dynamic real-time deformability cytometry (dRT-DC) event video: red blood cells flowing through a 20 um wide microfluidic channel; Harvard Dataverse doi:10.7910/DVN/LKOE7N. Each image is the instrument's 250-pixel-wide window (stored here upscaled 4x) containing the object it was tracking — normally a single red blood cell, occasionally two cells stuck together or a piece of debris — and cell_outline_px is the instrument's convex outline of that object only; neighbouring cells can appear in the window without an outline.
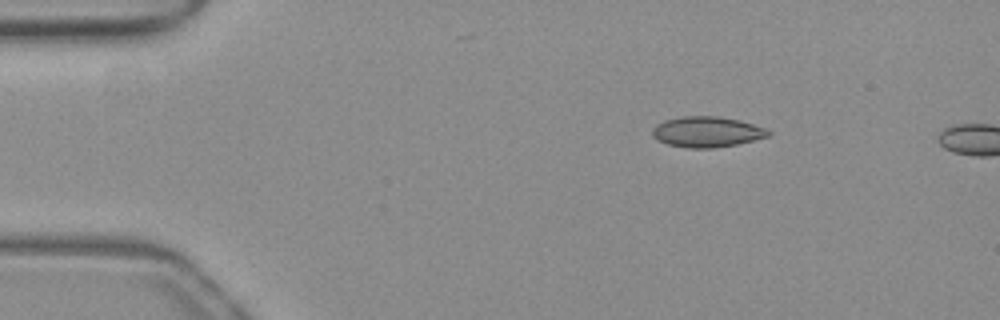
{"species": "common noctule bat (a hibernating species)", "species_latin": "Nyctalus noctula", "temperature_condition": "warm", "stored_images_in_passage": 4, "camera_frame_rate_fps": 3000, "um_per_image_px": 0.085, "animal": {"sex": "female", "body_mass_g": 19.3, "forearm_length_mm": 54.1}, "frame": {"image": 1, "passage_image": 1, "time_ms": 0.0, "image_size_px": [1000, 320], "cell_outline_px": [[772, 132], [768, 136], [736, 144], [712, 148], [688, 148], [668, 144], [656, 140], [652, 136], [652, 128], [656, 124], [664, 120], [680, 116], [716, 116], [740, 120], [764, 128]], "centroid_in_image_um": [60.03, 11.2], "position_along_channel_um": 25.0, "area_um2": 20.63}}